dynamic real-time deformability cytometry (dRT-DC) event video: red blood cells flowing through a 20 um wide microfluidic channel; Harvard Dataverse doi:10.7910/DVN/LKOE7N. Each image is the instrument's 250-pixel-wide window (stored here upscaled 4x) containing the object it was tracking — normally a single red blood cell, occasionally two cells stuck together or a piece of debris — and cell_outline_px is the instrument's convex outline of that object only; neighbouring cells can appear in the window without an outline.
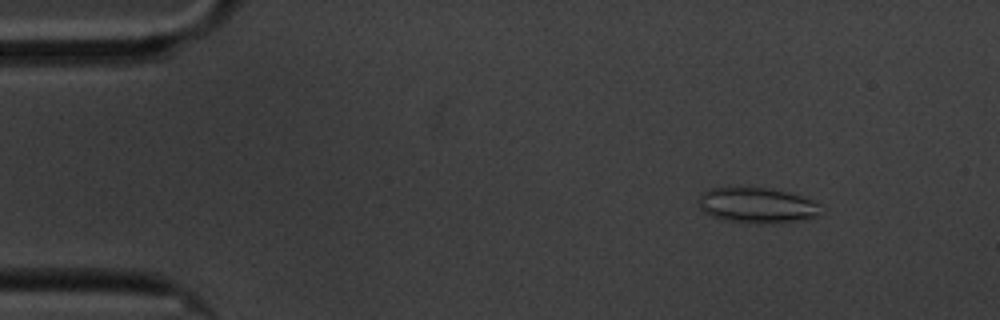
{"species": "common noctule bat (a hibernating species)", "species_latin": "Nyctalus noctula", "temperature_condition": "cold", "stored_images_in_passage": 59, "camera_frame_rate_fps": 3000, "um_per_image_px": 0.085, "animal": {"sex": "male", "body_mass_g": 20.1, "forearm_length_mm": 53.5}, "frame": {"image": 1, "passage_image": 7, "time_ms": 2.0, "image_size_px": [1000, 320], "cell_outline_px": [[820, 216], [804, 220], [772, 224], [756, 224], [724, 220], [712, 216], [704, 212], [700, 208], [700, 196], [708, 188], [772, 188], [788, 192], [812, 200], [820, 204]], "centroid_in_image_um": [64.4, 17.48], "position_along_channel_um": 20.6, "area_um2": 25.43}}
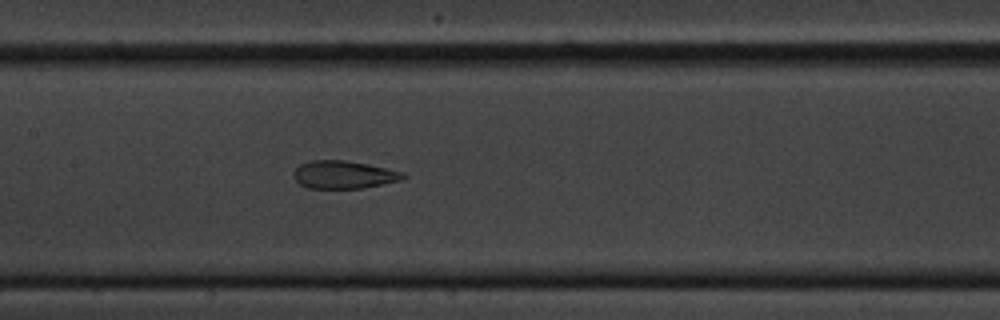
{"frame": {"image": 2, "passage_image": 28, "time_ms": 9.0, "image_size_px": [1000, 320], "cell_outline_px": [[408, 176], [400, 180], [364, 188], [308, 188], [300, 184], [292, 176], [292, 172], [300, 164], [312, 160], [344, 160], [368, 164], [404, 172]], "centroid_in_image_um": [29.2, 14.84], "position_along_channel_um": 178.2, "area_um2": 17.8}}
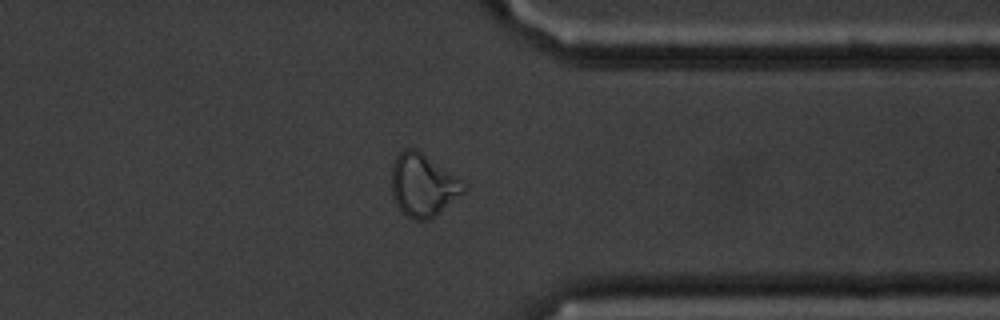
{"frame": {"image": 3, "passage_image": 46, "time_ms": 15.0, "image_size_px": [1000, 320], "cell_outline_px": [[468, 188], [464, 192], [428, 220], [416, 220], [408, 216], [396, 204], [392, 196], [392, 164], [396, 156], [404, 148], [416, 148], [468, 184]], "centroid_in_image_um": [35.96, 15.7], "position_along_channel_um": 375.4, "area_um2": 26.13}, "authors_computed_cell_mechanics": {"area_um2": 22.7154, "velocity_mm_per_s": 3.3745, "shape_relaxation_time_tau1_ms": null, "shape_relaxation_time_tau2_ms": 1.3345, "deformation_change_tau1": null, "deformation_change_tau2": 0.0837}}